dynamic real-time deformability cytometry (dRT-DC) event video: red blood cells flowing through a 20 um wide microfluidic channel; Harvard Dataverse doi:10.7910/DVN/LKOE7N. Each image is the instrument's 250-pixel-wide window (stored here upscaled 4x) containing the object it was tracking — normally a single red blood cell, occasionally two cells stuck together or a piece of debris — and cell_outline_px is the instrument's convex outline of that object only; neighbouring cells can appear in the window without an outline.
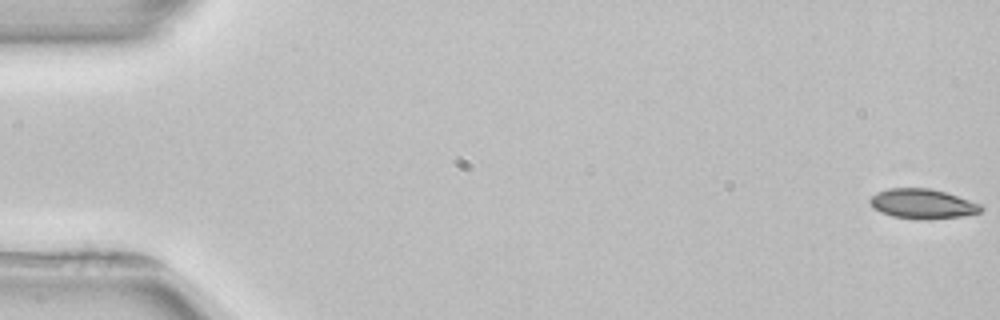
{"species": "common noctule bat (a hibernating species)", "species_latin": "Nyctalus noctula", "temperature_condition": "room temperature", "stored_images_in_passage": 4, "camera_frame_rate_fps": 3000, "um_per_image_px": 0.085, "animal": {"sex": "female", "body_mass_g": 22.7, "forearm_length_mm": 54.2}, "frame": {"image": 1, "passage_image": 1, "time_ms": 0.0, "image_size_px": [1000, 320], "cell_outline_px": [[984, 208], [980, 212], [960, 216], [924, 220], [892, 216], [880, 212], [872, 208], [868, 200], [876, 192], [888, 188], [928, 188], [944, 192], [984, 204]], "centroid_in_image_um": [78.4, 17.32], "position_along_channel_um": 6.6, "area_um2": 19.36}}
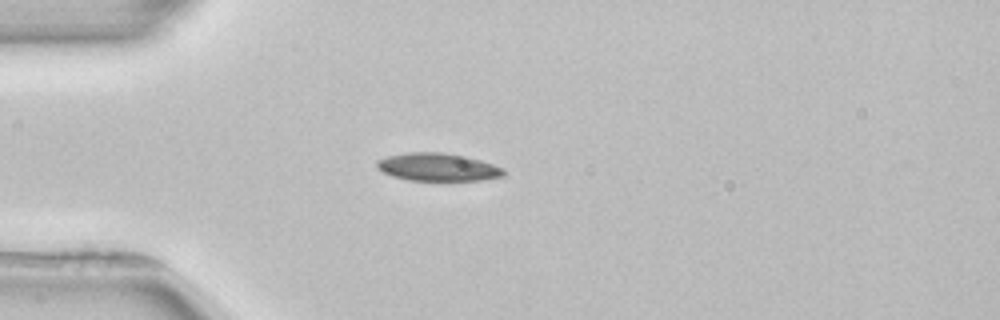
{"frame": {"image": 2, "passage_image": 4, "time_ms": 4.667, "image_size_px": [1000, 320], "cell_outline_px": [[504, 176], [484, 180], [408, 180], [392, 176], [384, 172], [376, 164], [376, 160], [388, 156], [408, 152], [440, 152], [468, 156], [504, 168]], "centroid_in_image_um": [37.24, 14.2], "position_along_channel_um": 47.8, "area_um2": 20.52}}